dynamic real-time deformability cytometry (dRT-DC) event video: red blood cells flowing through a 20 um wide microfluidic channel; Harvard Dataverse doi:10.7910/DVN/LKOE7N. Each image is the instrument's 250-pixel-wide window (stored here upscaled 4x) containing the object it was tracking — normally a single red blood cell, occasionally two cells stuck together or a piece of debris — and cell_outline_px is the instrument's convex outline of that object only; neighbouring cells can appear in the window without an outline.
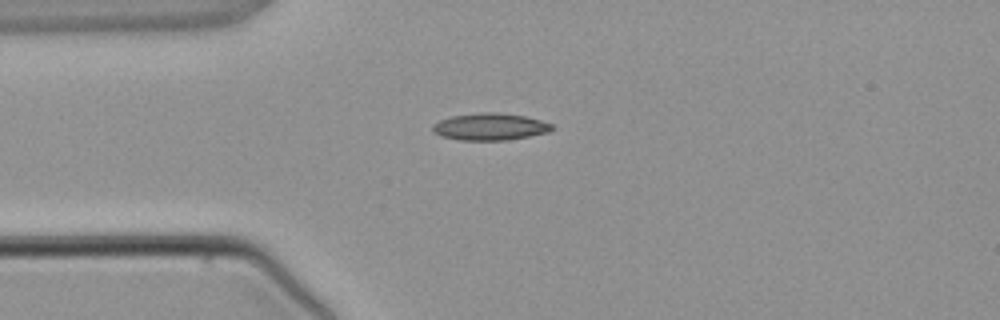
{"species": "common noctule bat (a hibernating species)", "species_latin": "Nyctalus noctula", "temperature_condition": "warm", "stored_images_in_passage": 1, "camera_frame_rate_fps": 3000, "um_per_image_px": 0.085, "animal": {"sex": "male", "body_mass_g": 21.5, "forearm_length_mm": 52.0}, "frame": {"image": 1, "passage_image": 1, "time_ms": 0.0, "image_size_px": [1000, 320], "cell_outline_px": [[556, 128], [548, 132], [508, 140], [460, 140], [440, 136], [432, 132], [432, 124], [440, 120], [452, 116], [480, 112], [496, 112], [524, 116], [540, 120], [552, 124]], "centroid_in_image_um": [41.63, 10.77], "position_along_channel_um": 43.4, "area_um2": 18.84}}